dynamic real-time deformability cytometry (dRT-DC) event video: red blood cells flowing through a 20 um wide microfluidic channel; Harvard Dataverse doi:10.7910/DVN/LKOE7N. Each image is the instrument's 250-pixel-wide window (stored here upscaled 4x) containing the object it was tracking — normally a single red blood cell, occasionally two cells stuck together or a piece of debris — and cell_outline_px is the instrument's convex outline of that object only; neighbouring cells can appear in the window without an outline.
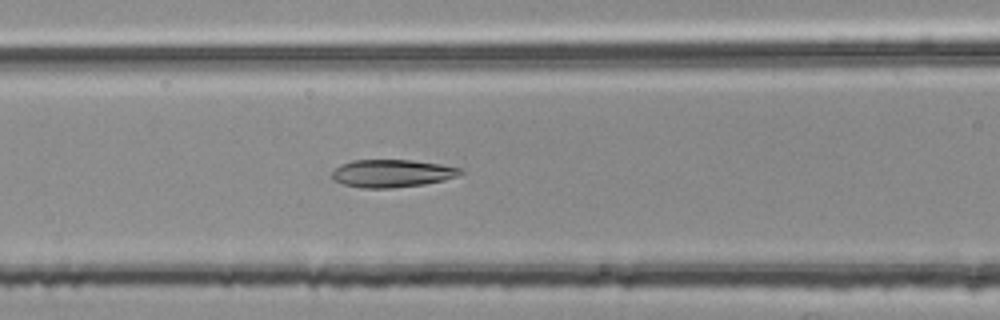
{"species": "common noctule bat (a hibernating species)", "species_latin": "Nyctalus noctula", "temperature_condition": "room temperature", "stored_images_in_passage": 40, "camera_frame_rate_fps": 3000, "um_per_image_px": 0.085, "animal": {"sex": "female", "body_mass_g": 25.1}, "frame": {"image": 1, "passage_image": 9, "time_ms": 2.667, "image_size_px": [1000, 320], "cell_outline_px": [[464, 172], [456, 176], [444, 180], [424, 184], [392, 188], [360, 188], [344, 184], [332, 180], [332, 172], [340, 164], [352, 160], [412, 160], [440, 164], [464, 168]], "centroid_in_image_um": [33.32, 14.73], "position_along_channel_um": 133.3, "area_um2": 20.87}}
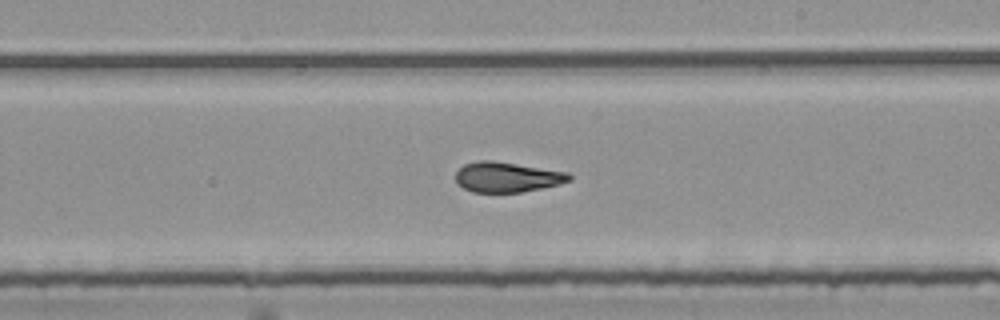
{"frame": {"image": 2, "passage_image": 18, "time_ms": 5.667, "image_size_px": [1000, 320], "cell_outline_px": [[572, 180], [560, 184], [520, 192], [472, 192], [464, 188], [456, 180], [456, 172], [464, 164], [476, 160], [492, 160], [568, 172], [572, 176]], "centroid_in_image_um": [43.11, 15.04], "position_along_channel_um": 245.9, "area_um2": 19.88}}
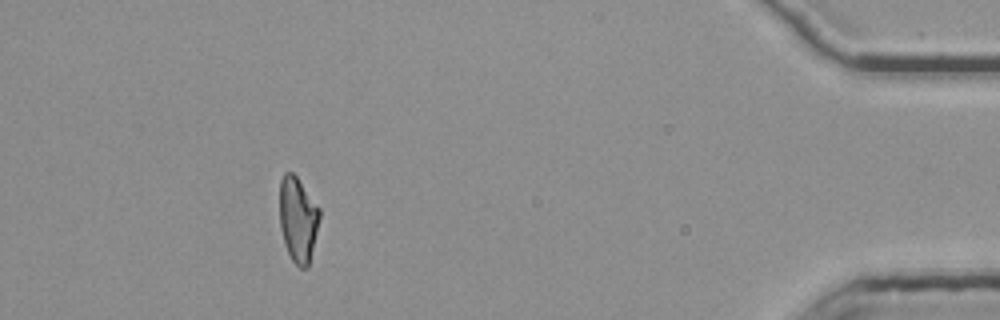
{"frame": {"image": 3, "passage_image": 36, "time_ms": 11.667, "image_size_px": [1000, 320], "cell_outline_px": [[320, 216], [308, 268], [300, 268], [292, 260], [284, 244], [280, 228], [280, 180], [284, 172], [292, 172], [296, 176], [320, 208]], "centroid_in_image_um": [25.32, 18.64], "position_along_channel_um": 409.9, "area_um2": 19.77}, "authors_computed_cell_mechanics": {"area_um2": 20.4901, "velocity_mm_per_s": 3.7663, "shape_relaxation_time_tau1_ms": null, "shape_relaxation_time_tau2_ms": 1.1329, "deformation_change_tau1": null, "deformation_change_tau2": 0.0766}}